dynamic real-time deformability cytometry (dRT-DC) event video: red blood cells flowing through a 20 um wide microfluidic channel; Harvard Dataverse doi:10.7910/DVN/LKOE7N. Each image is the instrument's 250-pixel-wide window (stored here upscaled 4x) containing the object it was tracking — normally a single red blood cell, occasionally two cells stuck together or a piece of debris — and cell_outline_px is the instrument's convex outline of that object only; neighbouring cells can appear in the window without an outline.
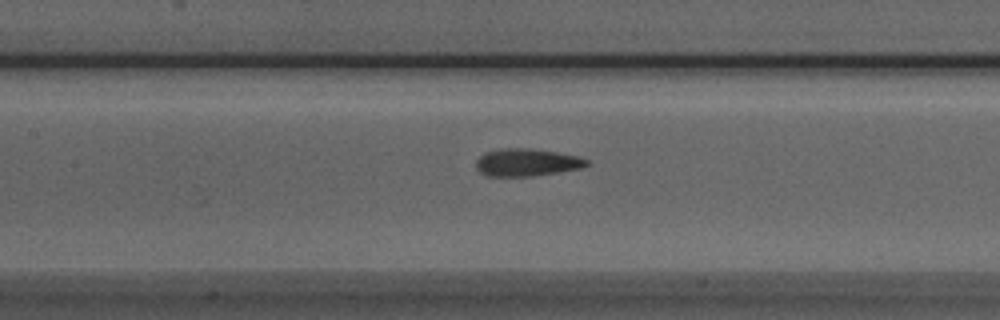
{"species": "Egyptian fruit bat (a non-hibernating species)", "species_latin": "Rousettus aegyptiacus", "temperature_condition": "room temperature", "stored_images_in_passage": 28, "camera_frame_rate_fps": 3000, "um_per_image_px": 0.085, "animal": {"sex": "male"}, "frame": {"image": 1, "passage_image": 9, "time_ms": 2.667, "image_size_px": [1000, 320], "cell_outline_px": [[588, 164], [580, 168], [556, 172], [528, 176], [484, 176], [476, 168], [476, 160], [484, 152], [500, 148], [528, 148], [556, 152], [576, 156], [588, 160]], "centroid_in_image_um": [44.7, 13.8], "position_along_channel_um": 162.7, "area_um2": 17.57}}
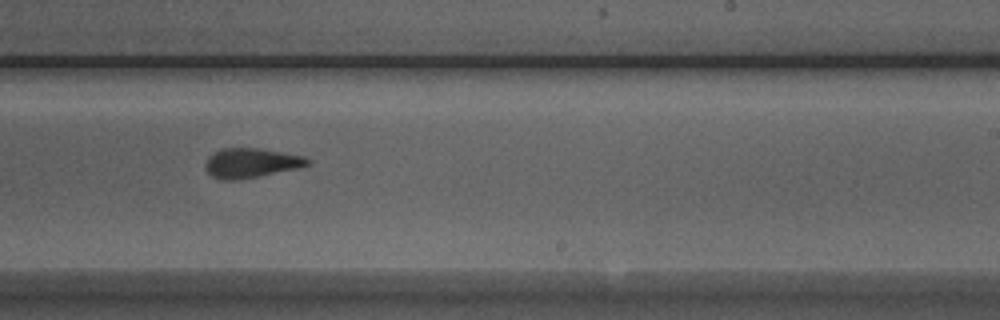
{"frame": {"image": 2, "passage_image": 17, "time_ms": 5.333, "image_size_px": [1000, 320], "cell_outline_px": [[312, 164], [296, 168], [256, 176], [232, 180], [224, 180], [212, 176], [208, 172], [204, 164], [208, 156], [220, 148], [260, 148], [304, 156], [312, 160]], "centroid_in_image_um": [21.34, 13.83], "position_along_channel_um": 267.7, "area_um2": 17.46}}
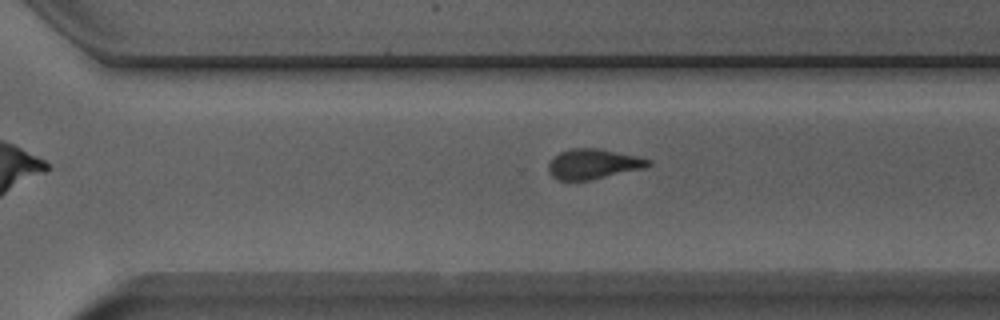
{"frame": {"image": 3, "passage_image": 21, "time_ms": 6.667, "image_size_px": [1000, 320], "cell_outline_px": [[652, 164], [644, 168], [592, 180], [556, 180], [548, 172], [548, 164], [560, 152], [572, 148], [596, 148], [640, 156], [652, 160]], "centroid_in_image_um": [50.45, 13.94], "position_along_channel_um": 320.1, "area_um2": 17.57}}